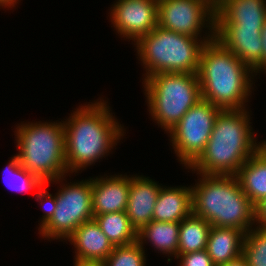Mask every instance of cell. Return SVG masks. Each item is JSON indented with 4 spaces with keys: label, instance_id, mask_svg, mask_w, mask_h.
Returning <instances> with one entry per match:
<instances>
[{
    "label": "cell",
    "instance_id": "18",
    "mask_svg": "<svg viewBox=\"0 0 266 266\" xmlns=\"http://www.w3.org/2000/svg\"><path fill=\"white\" fill-rule=\"evenodd\" d=\"M245 233L236 228L211 226L206 251L216 266L235 260L243 252Z\"/></svg>",
    "mask_w": 266,
    "mask_h": 266
},
{
    "label": "cell",
    "instance_id": "10",
    "mask_svg": "<svg viewBox=\"0 0 266 266\" xmlns=\"http://www.w3.org/2000/svg\"><path fill=\"white\" fill-rule=\"evenodd\" d=\"M215 2L216 0H158V26L201 40H213ZM206 28L208 32L202 38L203 29Z\"/></svg>",
    "mask_w": 266,
    "mask_h": 266
},
{
    "label": "cell",
    "instance_id": "25",
    "mask_svg": "<svg viewBox=\"0 0 266 266\" xmlns=\"http://www.w3.org/2000/svg\"><path fill=\"white\" fill-rule=\"evenodd\" d=\"M145 253L137 241L126 246H114L104 263L105 266H146Z\"/></svg>",
    "mask_w": 266,
    "mask_h": 266
},
{
    "label": "cell",
    "instance_id": "23",
    "mask_svg": "<svg viewBox=\"0 0 266 266\" xmlns=\"http://www.w3.org/2000/svg\"><path fill=\"white\" fill-rule=\"evenodd\" d=\"M2 178L6 186L16 192L27 193L28 190H37L35 199L41 204L45 184L20 165L17 155H14L3 169Z\"/></svg>",
    "mask_w": 266,
    "mask_h": 266
},
{
    "label": "cell",
    "instance_id": "5",
    "mask_svg": "<svg viewBox=\"0 0 266 266\" xmlns=\"http://www.w3.org/2000/svg\"><path fill=\"white\" fill-rule=\"evenodd\" d=\"M20 165L44 184L68 176L63 121L25 122L16 125Z\"/></svg>",
    "mask_w": 266,
    "mask_h": 266
},
{
    "label": "cell",
    "instance_id": "30",
    "mask_svg": "<svg viewBox=\"0 0 266 266\" xmlns=\"http://www.w3.org/2000/svg\"><path fill=\"white\" fill-rule=\"evenodd\" d=\"M219 266H248V262L246 258L243 255H241L235 260L228 261L227 263L221 264Z\"/></svg>",
    "mask_w": 266,
    "mask_h": 266
},
{
    "label": "cell",
    "instance_id": "11",
    "mask_svg": "<svg viewBox=\"0 0 266 266\" xmlns=\"http://www.w3.org/2000/svg\"><path fill=\"white\" fill-rule=\"evenodd\" d=\"M110 19L116 33L136 42L158 26V0H117Z\"/></svg>",
    "mask_w": 266,
    "mask_h": 266
},
{
    "label": "cell",
    "instance_id": "2",
    "mask_svg": "<svg viewBox=\"0 0 266 266\" xmlns=\"http://www.w3.org/2000/svg\"><path fill=\"white\" fill-rule=\"evenodd\" d=\"M250 114L247 109L221 110L204 151L185 169L204 175H236L261 148L250 125Z\"/></svg>",
    "mask_w": 266,
    "mask_h": 266
},
{
    "label": "cell",
    "instance_id": "6",
    "mask_svg": "<svg viewBox=\"0 0 266 266\" xmlns=\"http://www.w3.org/2000/svg\"><path fill=\"white\" fill-rule=\"evenodd\" d=\"M65 177L46 183L41 198L44 214L38 230L43 238L51 241L52 239L67 241L78 226L94 219L92 178L67 184L63 183ZM50 183L57 185L61 183L55 195L50 194L46 189Z\"/></svg>",
    "mask_w": 266,
    "mask_h": 266
},
{
    "label": "cell",
    "instance_id": "19",
    "mask_svg": "<svg viewBox=\"0 0 266 266\" xmlns=\"http://www.w3.org/2000/svg\"><path fill=\"white\" fill-rule=\"evenodd\" d=\"M180 223L162 222L152 220L137 232V242L144 248L149 243L158 250V253L166 254L168 262L170 257L178 256Z\"/></svg>",
    "mask_w": 266,
    "mask_h": 266
},
{
    "label": "cell",
    "instance_id": "7",
    "mask_svg": "<svg viewBox=\"0 0 266 266\" xmlns=\"http://www.w3.org/2000/svg\"><path fill=\"white\" fill-rule=\"evenodd\" d=\"M210 41L157 26L134 44L146 72L143 79L159 73L197 74L201 51Z\"/></svg>",
    "mask_w": 266,
    "mask_h": 266
},
{
    "label": "cell",
    "instance_id": "4",
    "mask_svg": "<svg viewBox=\"0 0 266 266\" xmlns=\"http://www.w3.org/2000/svg\"><path fill=\"white\" fill-rule=\"evenodd\" d=\"M192 188L193 214L211 226L248 232L255 223V205L243 192L236 175H204Z\"/></svg>",
    "mask_w": 266,
    "mask_h": 266
},
{
    "label": "cell",
    "instance_id": "3",
    "mask_svg": "<svg viewBox=\"0 0 266 266\" xmlns=\"http://www.w3.org/2000/svg\"><path fill=\"white\" fill-rule=\"evenodd\" d=\"M253 70L217 39L207 42L201 51L197 76L201 99L222 110L248 109L253 91Z\"/></svg>",
    "mask_w": 266,
    "mask_h": 266
},
{
    "label": "cell",
    "instance_id": "28",
    "mask_svg": "<svg viewBox=\"0 0 266 266\" xmlns=\"http://www.w3.org/2000/svg\"><path fill=\"white\" fill-rule=\"evenodd\" d=\"M261 39H262V46H263L262 58H261V72L265 74L266 73V20L261 30Z\"/></svg>",
    "mask_w": 266,
    "mask_h": 266
},
{
    "label": "cell",
    "instance_id": "1",
    "mask_svg": "<svg viewBox=\"0 0 266 266\" xmlns=\"http://www.w3.org/2000/svg\"><path fill=\"white\" fill-rule=\"evenodd\" d=\"M106 100L84 104L63 121L68 175L95 164L109 155L125 135Z\"/></svg>",
    "mask_w": 266,
    "mask_h": 266
},
{
    "label": "cell",
    "instance_id": "29",
    "mask_svg": "<svg viewBox=\"0 0 266 266\" xmlns=\"http://www.w3.org/2000/svg\"><path fill=\"white\" fill-rule=\"evenodd\" d=\"M74 260L73 266H105L104 261Z\"/></svg>",
    "mask_w": 266,
    "mask_h": 266
},
{
    "label": "cell",
    "instance_id": "31",
    "mask_svg": "<svg viewBox=\"0 0 266 266\" xmlns=\"http://www.w3.org/2000/svg\"><path fill=\"white\" fill-rule=\"evenodd\" d=\"M19 0H0V7H4V9L8 8L7 10H9L10 8L12 9L16 7L17 3ZM16 4V5H15Z\"/></svg>",
    "mask_w": 266,
    "mask_h": 266
},
{
    "label": "cell",
    "instance_id": "21",
    "mask_svg": "<svg viewBox=\"0 0 266 266\" xmlns=\"http://www.w3.org/2000/svg\"><path fill=\"white\" fill-rule=\"evenodd\" d=\"M94 219L113 246H126L137 241V231L125 211L96 215Z\"/></svg>",
    "mask_w": 266,
    "mask_h": 266
},
{
    "label": "cell",
    "instance_id": "22",
    "mask_svg": "<svg viewBox=\"0 0 266 266\" xmlns=\"http://www.w3.org/2000/svg\"><path fill=\"white\" fill-rule=\"evenodd\" d=\"M211 224L193 213L180 222L178 255L206 249Z\"/></svg>",
    "mask_w": 266,
    "mask_h": 266
},
{
    "label": "cell",
    "instance_id": "27",
    "mask_svg": "<svg viewBox=\"0 0 266 266\" xmlns=\"http://www.w3.org/2000/svg\"><path fill=\"white\" fill-rule=\"evenodd\" d=\"M255 223L266 229V197L255 206Z\"/></svg>",
    "mask_w": 266,
    "mask_h": 266
},
{
    "label": "cell",
    "instance_id": "26",
    "mask_svg": "<svg viewBox=\"0 0 266 266\" xmlns=\"http://www.w3.org/2000/svg\"><path fill=\"white\" fill-rule=\"evenodd\" d=\"M174 259H179V266H216L209 257L206 249L186 254H180Z\"/></svg>",
    "mask_w": 266,
    "mask_h": 266
},
{
    "label": "cell",
    "instance_id": "17",
    "mask_svg": "<svg viewBox=\"0 0 266 266\" xmlns=\"http://www.w3.org/2000/svg\"><path fill=\"white\" fill-rule=\"evenodd\" d=\"M162 185L153 210V220L180 223L193 213L191 186Z\"/></svg>",
    "mask_w": 266,
    "mask_h": 266
},
{
    "label": "cell",
    "instance_id": "32",
    "mask_svg": "<svg viewBox=\"0 0 266 266\" xmlns=\"http://www.w3.org/2000/svg\"><path fill=\"white\" fill-rule=\"evenodd\" d=\"M261 148H263L266 151V140L261 141Z\"/></svg>",
    "mask_w": 266,
    "mask_h": 266
},
{
    "label": "cell",
    "instance_id": "15",
    "mask_svg": "<svg viewBox=\"0 0 266 266\" xmlns=\"http://www.w3.org/2000/svg\"><path fill=\"white\" fill-rule=\"evenodd\" d=\"M266 0H216L215 25L263 27Z\"/></svg>",
    "mask_w": 266,
    "mask_h": 266
},
{
    "label": "cell",
    "instance_id": "16",
    "mask_svg": "<svg viewBox=\"0 0 266 266\" xmlns=\"http://www.w3.org/2000/svg\"><path fill=\"white\" fill-rule=\"evenodd\" d=\"M67 240L78 260L105 261L114 248L95 219L83 222Z\"/></svg>",
    "mask_w": 266,
    "mask_h": 266
},
{
    "label": "cell",
    "instance_id": "12",
    "mask_svg": "<svg viewBox=\"0 0 266 266\" xmlns=\"http://www.w3.org/2000/svg\"><path fill=\"white\" fill-rule=\"evenodd\" d=\"M262 27L215 25V39L248 65L256 76L261 72Z\"/></svg>",
    "mask_w": 266,
    "mask_h": 266
},
{
    "label": "cell",
    "instance_id": "24",
    "mask_svg": "<svg viewBox=\"0 0 266 266\" xmlns=\"http://www.w3.org/2000/svg\"><path fill=\"white\" fill-rule=\"evenodd\" d=\"M242 255L248 266H266V229L255 225L245 233Z\"/></svg>",
    "mask_w": 266,
    "mask_h": 266
},
{
    "label": "cell",
    "instance_id": "9",
    "mask_svg": "<svg viewBox=\"0 0 266 266\" xmlns=\"http://www.w3.org/2000/svg\"><path fill=\"white\" fill-rule=\"evenodd\" d=\"M220 109L201 99L167 134L178 162L188 168L204 151Z\"/></svg>",
    "mask_w": 266,
    "mask_h": 266
},
{
    "label": "cell",
    "instance_id": "20",
    "mask_svg": "<svg viewBox=\"0 0 266 266\" xmlns=\"http://www.w3.org/2000/svg\"><path fill=\"white\" fill-rule=\"evenodd\" d=\"M236 177L243 192L256 206L266 197V151L260 148L239 169Z\"/></svg>",
    "mask_w": 266,
    "mask_h": 266
},
{
    "label": "cell",
    "instance_id": "13",
    "mask_svg": "<svg viewBox=\"0 0 266 266\" xmlns=\"http://www.w3.org/2000/svg\"><path fill=\"white\" fill-rule=\"evenodd\" d=\"M162 184L144 175H131L126 214L138 232L153 220V210Z\"/></svg>",
    "mask_w": 266,
    "mask_h": 266
},
{
    "label": "cell",
    "instance_id": "8",
    "mask_svg": "<svg viewBox=\"0 0 266 266\" xmlns=\"http://www.w3.org/2000/svg\"><path fill=\"white\" fill-rule=\"evenodd\" d=\"M148 111L166 133L201 100L197 74L159 73L142 82Z\"/></svg>",
    "mask_w": 266,
    "mask_h": 266
},
{
    "label": "cell",
    "instance_id": "14",
    "mask_svg": "<svg viewBox=\"0 0 266 266\" xmlns=\"http://www.w3.org/2000/svg\"><path fill=\"white\" fill-rule=\"evenodd\" d=\"M130 175L92 177L93 216L126 211L130 186Z\"/></svg>",
    "mask_w": 266,
    "mask_h": 266
}]
</instances>
